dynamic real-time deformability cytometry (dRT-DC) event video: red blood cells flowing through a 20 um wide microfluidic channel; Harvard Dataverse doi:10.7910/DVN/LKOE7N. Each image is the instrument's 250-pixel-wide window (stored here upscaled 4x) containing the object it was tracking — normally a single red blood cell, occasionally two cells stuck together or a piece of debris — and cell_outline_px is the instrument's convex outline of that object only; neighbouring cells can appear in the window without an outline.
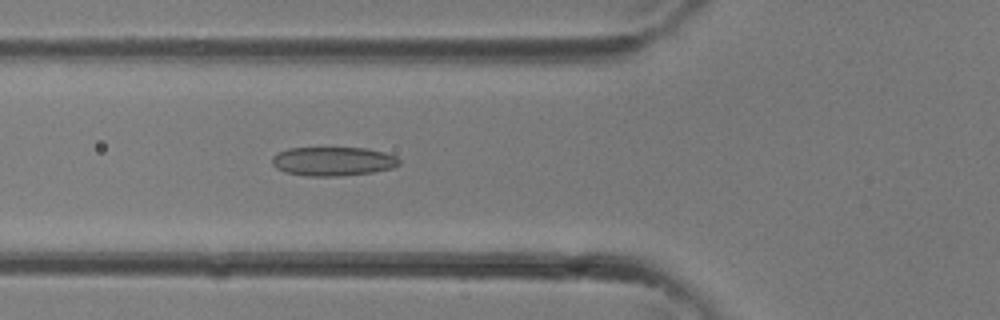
{"species": "common noctule bat (a hibernating species)", "species_latin": "Nyctalus noctula", "temperature_condition": "room temperature", "stored_images_in_passage": 33, "camera_frame_rate_fps": 3000, "um_per_image_px": 0.085, "animal": {"sex": "female"}, "frame": {"image": 1, "passage_image": 12, "time_ms": 3.667, "image_size_px": [1000, 320], "cell_outline_px": [[400, 164], [392, 168], [372, 172], [340, 176], [308, 176], [284, 172], [276, 168], [272, 164], [272, 156], [288, 148], [368, 148], [384, 152], [396, 156], [400, 160]], "centroid_in_image_um": [28.31, 13.71], "position_along_channel_um": 97.5, "area_um2": 21.5}}
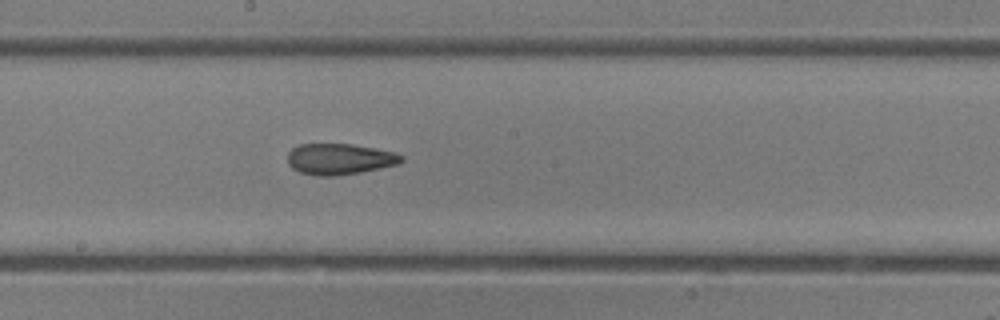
{"frame": {"image": 2, "passage_image": 18, "time_ms": 5.667, "image_size_px": [1000, 320], "cell_outline_px": [[404, 160], [400, 164], [360, 172], [336, 176], [316, 176], [300, 172], [292, 168], [288, 164], [288, 152], [292, 148], [300, 144], [352, 144], [376, 148], [396, 152], [404, 156]], "centroid_in_image_um": [28.89, 13.52], "position_along_channel_um": 219.3, "area_um2": 20.81}}
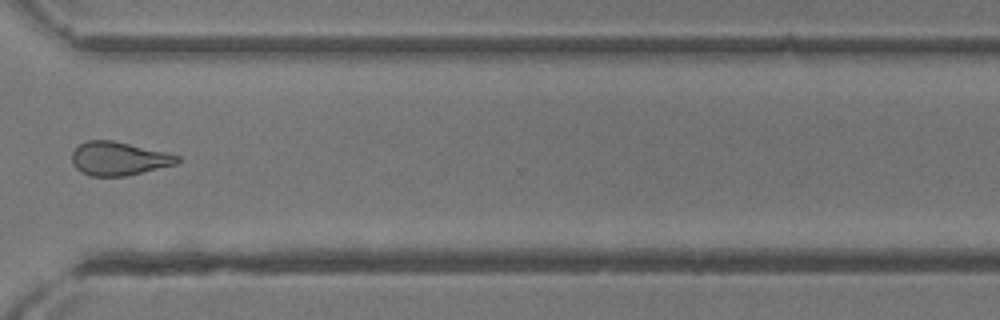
{"frame": {"image": 3, "passage_image": 25, "time_ms": 8.0, "image_size_px": [1000, 320], "cell_outline_px": [[180, 160], [176, 164], [124, 176], [92, 176], [80, 172], [72, 164], [72, 152], [80, 144], [88, 140], [112, 140], [168, 152], [180, 156]], "centroid_in_image_um": [10.09, 13.47], "position_along_channel_um": 360.5, "area_um2": 20.58}}